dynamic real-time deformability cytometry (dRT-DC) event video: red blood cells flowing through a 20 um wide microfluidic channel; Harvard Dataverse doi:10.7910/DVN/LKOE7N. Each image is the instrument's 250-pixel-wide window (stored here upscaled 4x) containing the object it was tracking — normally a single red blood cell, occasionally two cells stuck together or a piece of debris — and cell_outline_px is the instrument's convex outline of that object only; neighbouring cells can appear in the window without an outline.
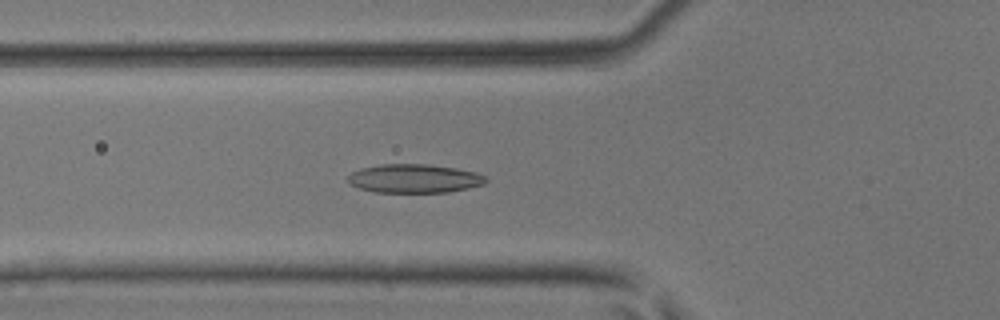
{"species": "common noctule bat (a hibernating species)", "species_latin": "Nyctalus noctula", "temperature_condition": "room temperature", "stored_images_in_passage": 49, "camera_frame_rate_fps": 3000, "um_per_image_px": 0.085, "animal": {"sex": "male", "body_mass_g": 17.9, "forearm_length_mm": 54.2}, "frame": {"image": 1, "passage_image": 18, "time_ms": 5.667, "image_size_px": [1000, 320], "cell_outline_px": [[488, 180], [484, 184], [468, 188], [448, 192], [376, 192], [360, 188], [348, 184], [348, 176], [352, 172], [360, 168], [380, 164], [428, 164], [456, 168], [476, 172], [488, 176]], "centroid_in_image_um": [35.23, 15.17], "position_along_channel_um": 90.6, "area_um2": 23.24}}
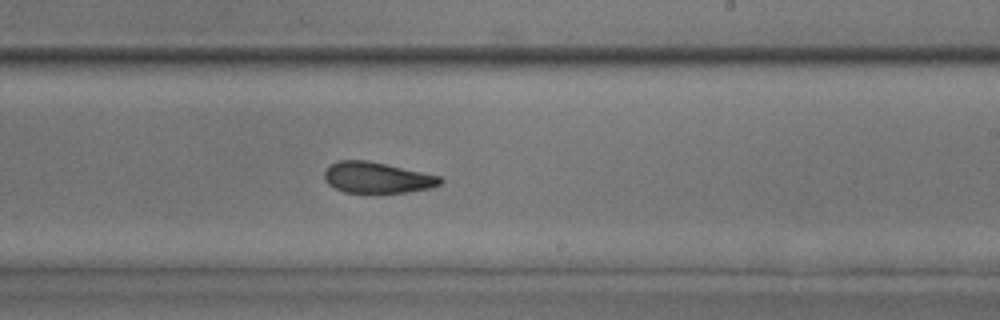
{"frame": {"image": 2, "passage_image": 30, "time_ms": 9.667, "image_size_px": [1000, 320], "cell_outline_px": [[444, 180], [440, 184], [432, 188], [408, 192], [344, 192], [328, 184], [324, 180], [324, 172], [336, 160], [368, 160], [440, 176]], "centroid_in_image_um": [32.06, 15.09], "position_along_channel_um": 256.9, "area_um2": 20.81}}
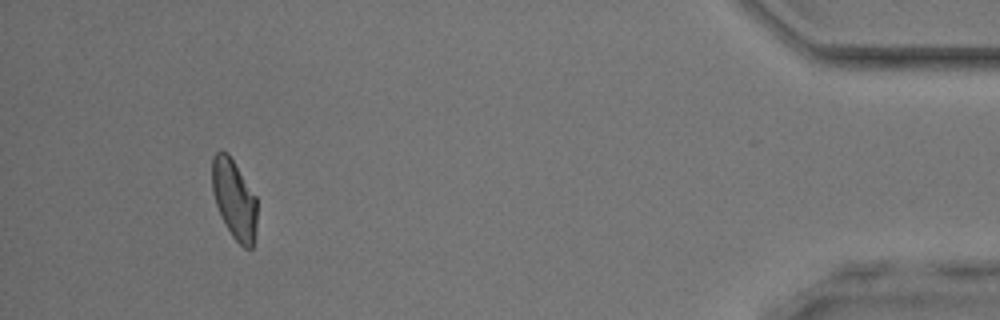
{"frame": {"image": 3, "passage_image": 46, "time_ms": 15.0, "image_size_px": [1000, 320], "cell_outline_px": [[256, 232], [252, 248], [244, 248], [232, 236], [216, 204], [212, 188], [212, 156], [216, 152], [228, 152], [256, 196]], "centroid_in_image_um": [19.92, 16.92], "position_along_channel_um": 415.3, "area_um2": 20.52}, "authors_computed_cell_mechanics": {"area_um2": 21.9062, "velocity_mm_per_s": 4.1656, "shape_relaxation_time_tau1_ms": 9.6047, "shape_relaxation_time_tau2_ms": 3.2838, "deformation_change_tau1": 0.2214, "deformation_change_tau2": 0.0887}}